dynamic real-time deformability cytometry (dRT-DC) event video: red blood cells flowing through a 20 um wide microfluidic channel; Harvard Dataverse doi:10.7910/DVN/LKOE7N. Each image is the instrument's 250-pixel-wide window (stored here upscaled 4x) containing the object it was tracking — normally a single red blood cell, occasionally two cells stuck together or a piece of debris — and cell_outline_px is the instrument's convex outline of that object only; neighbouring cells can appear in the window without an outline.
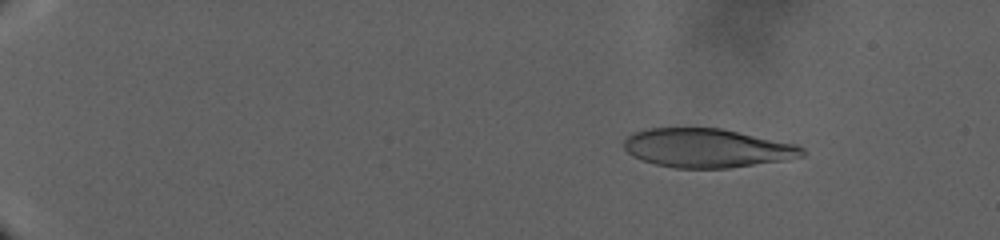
{"species": "human", "species_latin": "Homo sapiens", "temperature_condition": "warm", "stored_images_in_passage": 19, "camera_frame_rate_fps": 3000, "um_per_image_px": 0.085, "donor": {"sex": "male"}, "frame": {"image": 1, "passage_image": 11, "time_ms": 2.0, "image_size_px": [1000, 240], "cell_outline_px": [[804, 156], [784, 160], [728, 168], [672, 168], [640, 160], [632, 156], [624, 148], [624, 140], [632, 132], [648, 128], [720, 128], [796, 144], [804, 148]], "centroid_in_image_um": [60.07, 12.58], "position_along_channel_um": 24.9, "area_um2": 40.4}}